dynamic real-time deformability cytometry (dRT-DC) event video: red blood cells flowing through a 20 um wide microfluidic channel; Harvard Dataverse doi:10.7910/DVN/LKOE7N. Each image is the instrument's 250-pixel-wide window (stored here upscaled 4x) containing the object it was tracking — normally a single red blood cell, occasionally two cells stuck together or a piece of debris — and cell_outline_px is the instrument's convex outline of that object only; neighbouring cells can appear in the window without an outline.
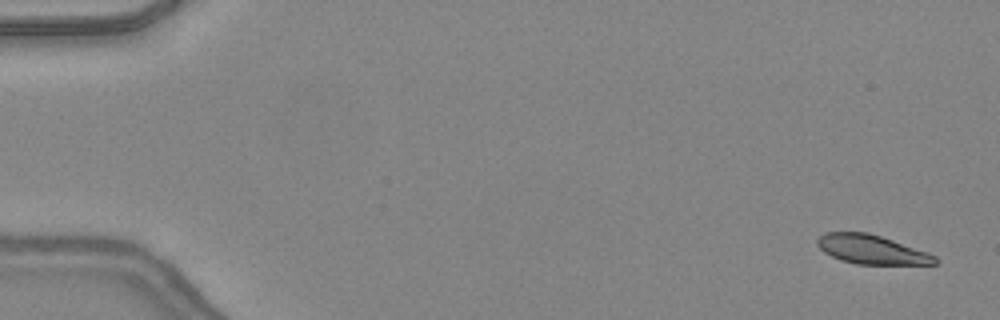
{"species": "common noctule bat (a hibernating species)", "species_latin": "Nyctalus noctula", "temperature_condition": "warm", "stored_images_in_passage": 48, "camera_frame_rate_fps": 3000, "um_per_image_px": 0.085, "animal": {"sex": "female", "body_mass_g": 24.6, "forearm_length_mm": 56.2}, "frame": {"image": 1, "passage_image": 2, "time_ms": 0.333, "image_size_px": [1000, 320], "cell_outline_px": [[940, 260], [936, 264], [856, 264], [840, 260], [824, 252], [816, 244], [816, 240], [824, 232], [868, 232], [928, 252], [936, 256]], "centroid_in_image_um": [74.08, 21.21], "position_along_channel_um": 10.9, "area_um2": 19.94}}
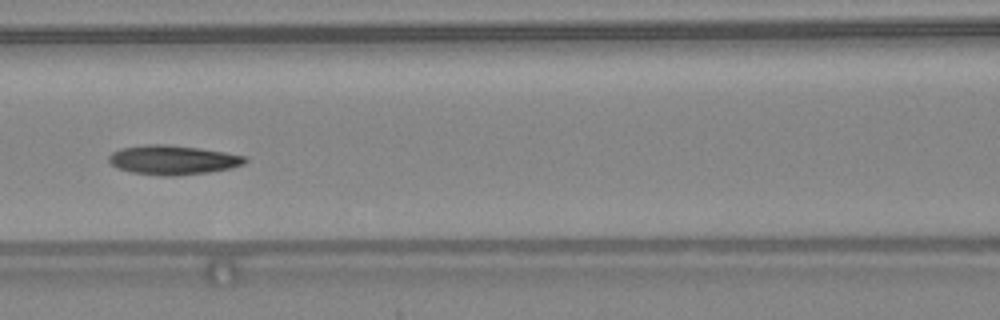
{"frame": {"image": 2, "passage_image": 22, "time_ms": 7.0, "image_size_px": [1000, 320], "cell_outline_px": [[248, 160], [244, 164], [232, 168], [208, 172], [176, 176], [164, 176], [132, 172], [116, 168], [108, 160], [108, 156], [112, 152], [120, 148], [148, 144], [168, 144], [200, 148], [224, 152], [244, 156]], "centroid_in_image_um": [14.68, 13.59], "position_along_channel_um": 151.9, "area_um2": 23.35}}
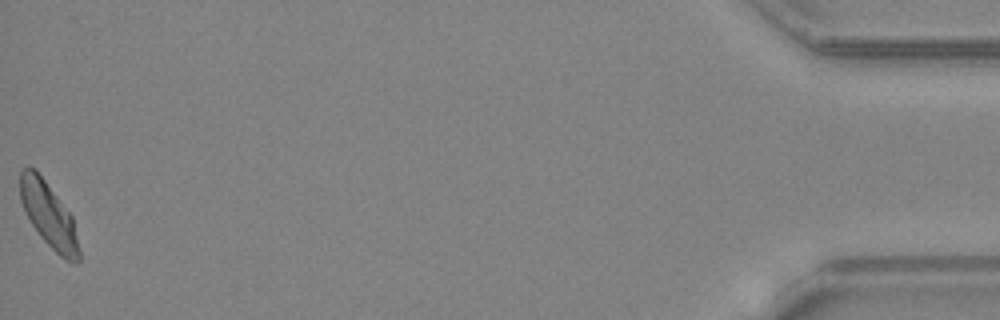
{"frame": {"image": 3, "passage_image": 48, "time_ms": 15.667, "image_size_px": [1000, 320], "cell_outline_px": [[80, 260], [76, 264], [72, 264], [60, 256], [40, 236], [32, 224], [20, 200], [20, 172], [28, 164], [36, 168], [72, 216], [80, 252]], "centroid_in_image_um": [4.14, 18.26], "position_along_channel_um": 431.1, "area_um2": 22.2}, "authors_computed_cell_mechanics": {"area_um2": 22.1085, "velocity_mm_per_s": 4.3493, "shape_relaxation_time_tau1_ms": 4.9643, "shape_relaxation_time_tau2_ms": 1.7541, "deformation_change_tau1": 0.1682, "deformation_change_tau2": 0.075}}